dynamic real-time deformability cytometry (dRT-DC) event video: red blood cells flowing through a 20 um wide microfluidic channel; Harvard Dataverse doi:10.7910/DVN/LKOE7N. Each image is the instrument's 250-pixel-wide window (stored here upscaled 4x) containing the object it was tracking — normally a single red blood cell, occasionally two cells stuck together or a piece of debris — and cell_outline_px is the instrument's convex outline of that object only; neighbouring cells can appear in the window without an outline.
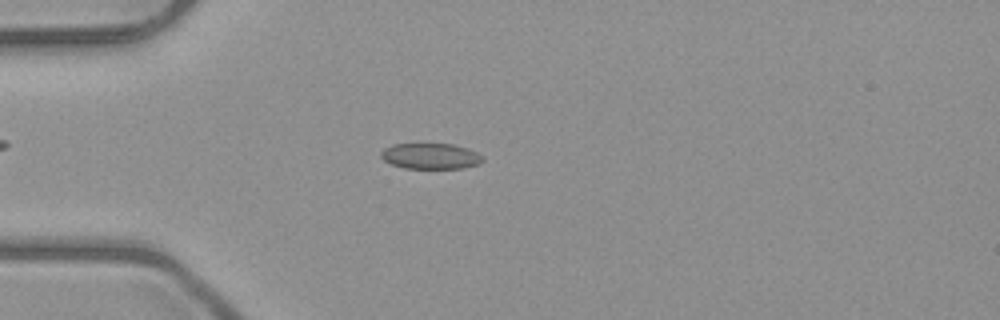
{"species": "common noctule bat (a hibernating species)", "species_latin": "Nyctalus noctula", "temperature_condition": "room temperature", "stored_images_in_passage": 5, "camera_frame_rate_fps": 3000, "um_per_image_px": 0.085, "animal": {"sex": "male", "body_mass_g": 23.1, "forearm_length_mm": 52.7}, "frame": {"image": 1, "passage_image": 5, "time_ms": 4.333, "image_size_px": [1000, 320], "cell_outline_px": [[484, 160], [480, 164], [464, 168], [404, 168], [392, 164], [384, 160], [380, 156], [380, 152], [384, 148], [392, 144], [452, 144], [468, 148], [476, 152]], "centroid_in_image_um": [36.59, 13.27], "position_along_channel_um": 48.4, "area_um2": 15.26}}